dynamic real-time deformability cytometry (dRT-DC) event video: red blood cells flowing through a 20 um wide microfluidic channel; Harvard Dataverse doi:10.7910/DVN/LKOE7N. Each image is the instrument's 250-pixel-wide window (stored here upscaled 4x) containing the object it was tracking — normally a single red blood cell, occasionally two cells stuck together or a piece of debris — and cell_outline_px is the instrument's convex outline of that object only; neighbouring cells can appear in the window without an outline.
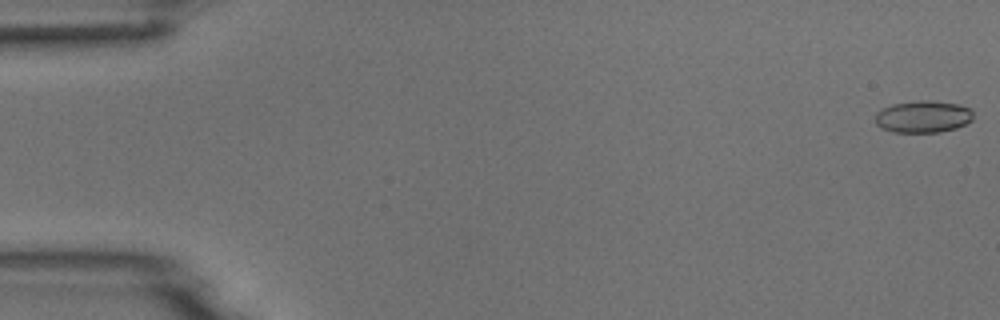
{"species": "common noctule bat (a hibernating species)", "species_latin": "Nyctalus noctula", "temperature_condition": "room temperature", "stored_images_in_passage": 6, "camera_frame_rate_fps": 3000, "um_per_image_px": 0.085, "animal": {"sex": "male", "body_mass_g": 18.8}, "frame": {"image": 1, "passage_image": 1, "time_ms": 0.0, "image_size_px": [1000, 320], "cell_outline_px": [[972, 120], [956, 128], [940, 132], [892, 132], [880, 128], [876, 124], [876, 112], [880, 108], [892, 104], [920, 100], [928, 100], [960, 104], [972, 108]], "centroid_in_image_um": [78.44, 9.91], "position_along_channel_um": 6.6, "area_um2": 18.5}}
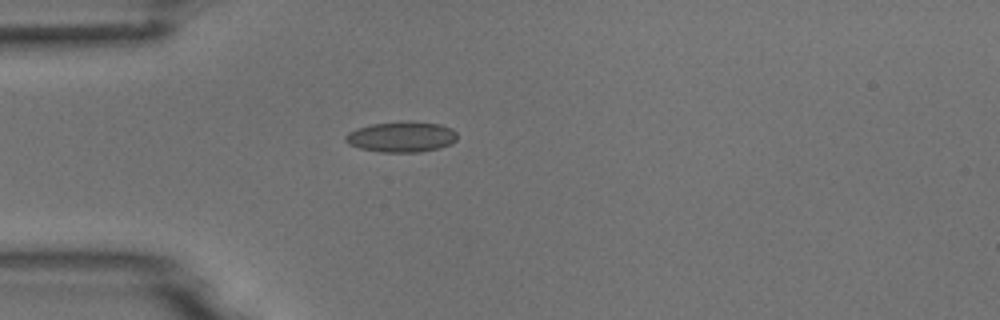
{"frame": {"image": 2, "passage_image": 4, "time_ms": 4.667, "image_size_px": [1000, 320], "cell_outline_px": [[456, 140], [452, 144], [440, 148], [420, 152], [380, 152], [360, 148], [348, 144], [344, 140], [344, 136], [348, 132], [356, 128], [372, 124], [400, 120], [408, 120], [440, 124], [452, 128], [456, 132]], "centroid_in_image_um": [34.12, 11.62], "position_along_channel_um": 50.9, "area_um2": 20.35}}